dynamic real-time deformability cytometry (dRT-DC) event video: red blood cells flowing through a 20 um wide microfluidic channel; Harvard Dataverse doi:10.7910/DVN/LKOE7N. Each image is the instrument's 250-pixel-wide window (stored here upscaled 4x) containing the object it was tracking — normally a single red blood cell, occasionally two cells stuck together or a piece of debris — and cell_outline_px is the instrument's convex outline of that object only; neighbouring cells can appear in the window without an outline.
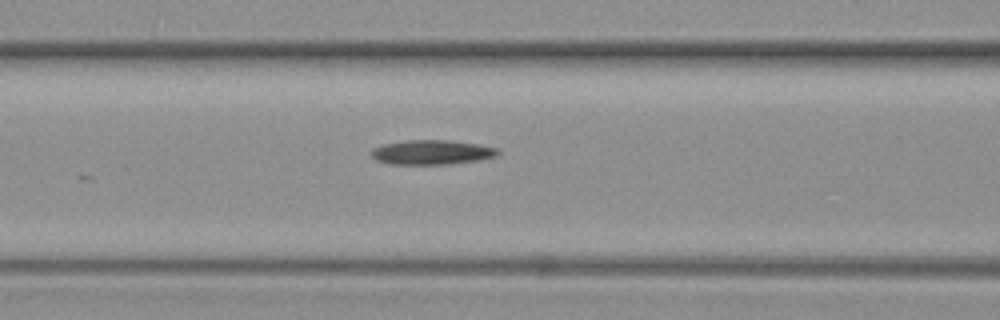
{"species": "common noctule bat (a hibernating species)", "species_latin": "Nyctalus noctula", "temperature_condition": "warm", "stored_images_in_passage": 12, "camera_frame_rate_fps": 3000, "um_per_image_px": 0.085, "animal": {"sex": "female", "body_mass_g": 19.3, "forearm_length_mm": 54.1}, "frame": {"image": 1, "passage_image": 4, "time_ms": 1.0, "image_size_px": [1000, 320], "cell_outline_px": [[500, 152], [496, 156], [476, 160], [448, 164], [388, 164], [376, 160], [368, 152], [372, 148], [384, 144], [404, 140], [452, 140], [476, 144], [496, 148]], "centroid_in_image_um": [36.63, 12.94], "position_along_channel_um": 130.0, "area_um2": 18.09}}
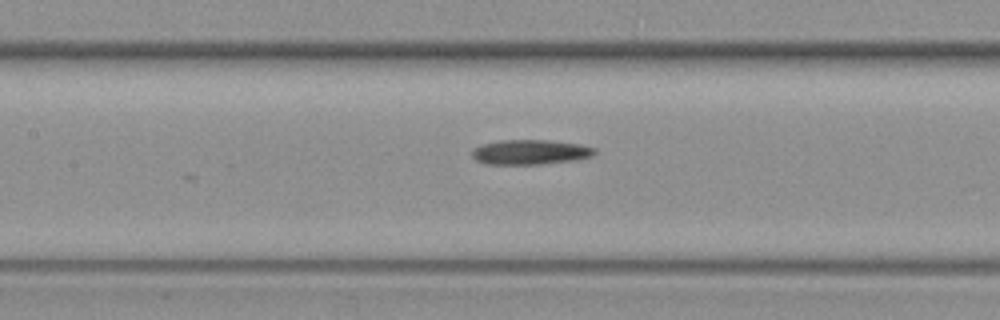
{"frame": {"image": 2, "passage_image": 7, "time_ms": 2.0, "image_size_px": [1000, 320], "cell_outline_px": [[596, 152], [592, 156], [576, 160], [540, 164], [484, 164], [476, 160], [472, 156], [472, 148], [480, 144], [500, 140], [552, 140], [580, 144], [596, 148]], "centroid_in_image_um": [45.06, 12.92], "position_along_channel_um": 162.3, "area_um2": 17.98}}
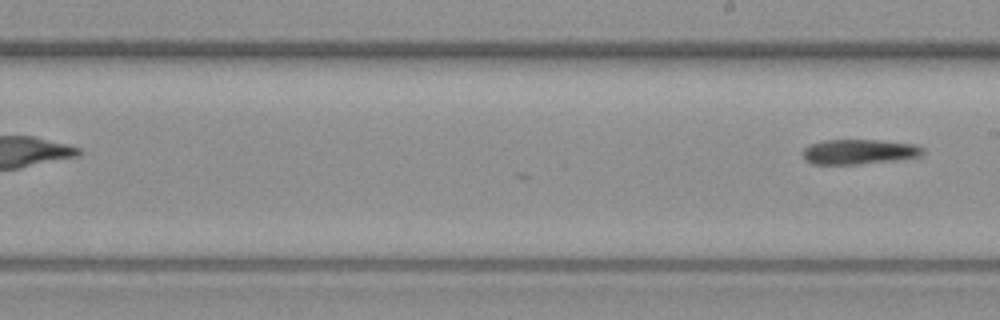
{"frame": {"image": 3, "passage_image": 12, "time_ms": 3.667, "image_size_px": [1000, 320], "cell_outline_px": [[924, 152], [916, 156], [856, 164], [812, 164], [804, 160], [804, 148], [812, 144], [824, 140], [880, 140], [912, 144], [924, 148]], "centroid_in_image_um": [72.94, 12.89], "position_along_channel_um": 216.1, "area_um2": 16.88}}